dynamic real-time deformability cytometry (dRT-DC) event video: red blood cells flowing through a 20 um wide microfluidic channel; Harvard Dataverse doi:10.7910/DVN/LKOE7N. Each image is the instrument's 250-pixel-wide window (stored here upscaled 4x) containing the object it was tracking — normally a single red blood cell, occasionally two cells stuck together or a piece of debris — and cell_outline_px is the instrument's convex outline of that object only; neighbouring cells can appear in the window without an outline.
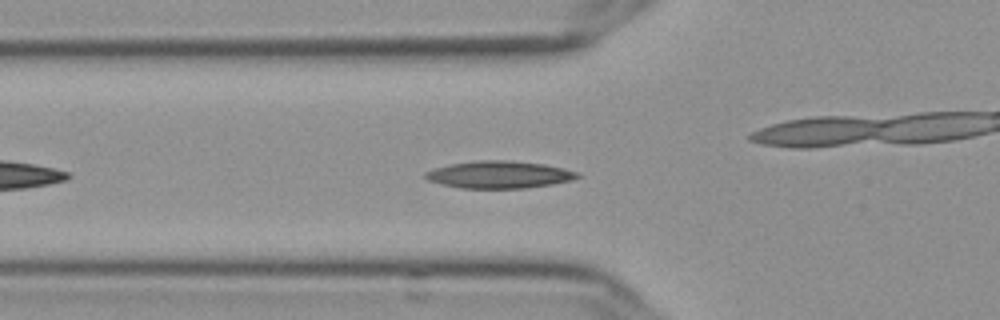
{"species": "Egyptian fruit bat (a non-hibernating species)", "species_latin": "Rousettus aegyptiacus", "temperature_condition": "cold", "stored_images_in_passage": 21, "camera_frame_rate_fps": 3000, "um_per_image_px": 0.085, "frame": {"image": 1, "passage_image": 7, "time_ms": 2.0, "image_size_px": [1000, 320], "cell_outline_px": [[580, 176], [572, 180], [552, 184], [524, 188], [460, 188], [440, 184], [428, 180], [424, 176], [424, 172], [448, 164], [476, 160], [508, 160], [544, 164], [564, 168], [580, 172]], "centroid_in_image_um": [42.43, 14.84], "position_along_channel_um": 83.4, "area_um2": 24.28}}
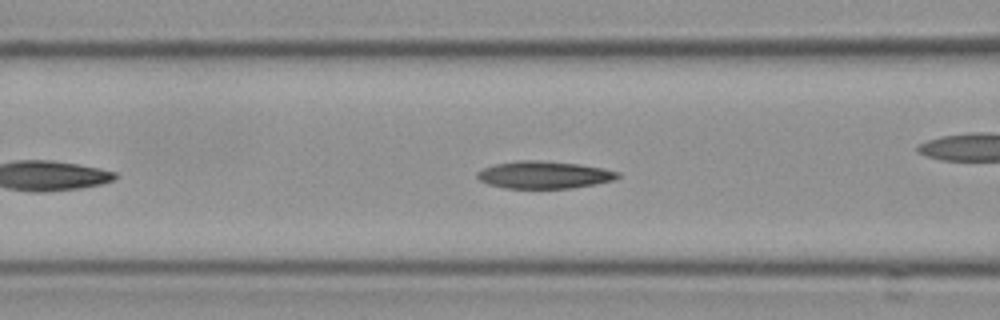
{"frame": {"image": 2, "passage_image": 10, "time_ms": 3.0, "image_size_px": [1000, 320], "cell_outline_px": [[620, 176], [612, 180], [572, 188], [504, 188], [488, 184], [480, 180], [476, 176], [476, 172], [484, 168], [496, 164], [516, 160], [540, 160], [580, 164], [620, 172]], "centroid_in_image_um": [46.2, 14.85], "position_along_channel_um": 120.4, "area_um2": 22.25}}